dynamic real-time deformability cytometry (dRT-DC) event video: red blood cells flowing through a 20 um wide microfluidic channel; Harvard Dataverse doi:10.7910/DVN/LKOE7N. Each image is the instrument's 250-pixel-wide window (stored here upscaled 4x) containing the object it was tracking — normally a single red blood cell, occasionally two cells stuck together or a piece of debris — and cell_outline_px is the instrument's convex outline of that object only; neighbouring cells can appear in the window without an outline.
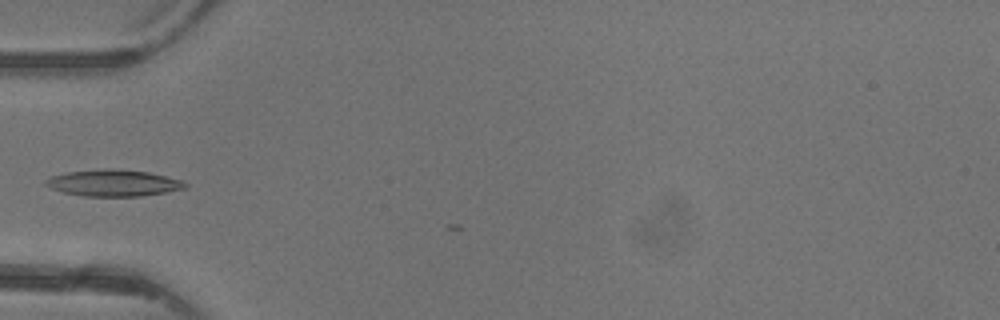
{"species": "common noctule bat (a hibernating species)", "species_latin": "Nyctalus noctula", "temperature_condition": "warm", "stored_images_in_passage": 4, "camera_frame_rate_fps": 3000, "um_per_image_px": 0.085, "animal": {"sex": "female"}, "frame": {"image": 1, "passage_image": 4, "time_ms": 4.333, "image_size_px": [1000, 320], "cell_outline_px": [[188, 188], [140, 196], [84, 196], [64, 192], [52, 188], [44, 184], [44, 180], [52, 176], [64, 172], [104, 168], [148, 172], [180, 180], [188, 184]], "centroid_in_image_um": [9.61, 15.55], "position_along_channel_um": 75.4, "area_um2": 21.39}}